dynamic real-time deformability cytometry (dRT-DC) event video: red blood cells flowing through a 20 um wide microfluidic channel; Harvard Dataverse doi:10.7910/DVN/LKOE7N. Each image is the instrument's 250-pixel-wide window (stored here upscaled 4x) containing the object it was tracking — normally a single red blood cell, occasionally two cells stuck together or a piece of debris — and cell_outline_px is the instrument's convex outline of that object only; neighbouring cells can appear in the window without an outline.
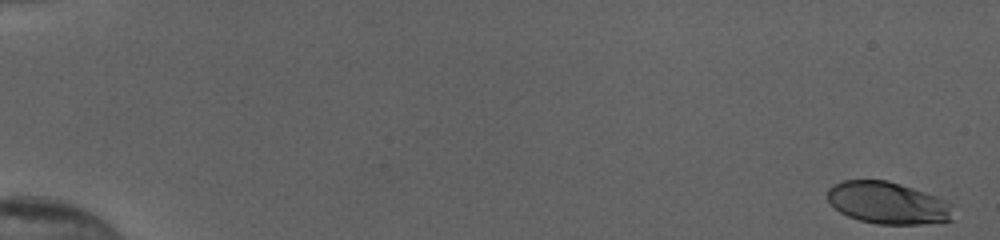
{"species": "human", "species_latin": "Homo sapiens", "temperature_condition": "cold", "stored_images_in_passage": 18, "camera_frame_rate_fps": 3000, "um_per_image_px": 0.085, "donor": {"sex": "female"}, "frame": {"image": 1, "passage_image": 1, "time_ms": 0.0, "image_size_px": [1000, 240], "cell_outline_px": [[952, 220], [920, 224], [876, 224], [860, 220], [848, 216], [840, 212], [828, 200], [828, 188], [832, 184], [844, 180], [888, 180], [912, 188], [944, 200]], "centroid_in_image_um": [75.35, 17.24], "position_along_channel_um": 9.6, "area_um2": 30.06}}
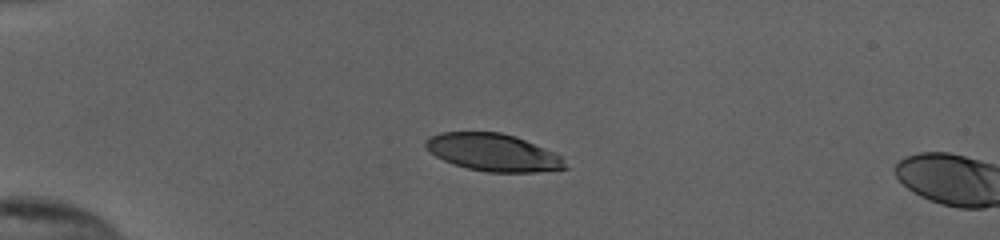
{"frame": {"image": 2, "passage_image": 15, "time_ms": 4.667, "image_size_px": [1000, 240], "cell_outline_px": [[568, 168], [536, 172], [488, 172], [468, 168], [452, 164], [436, 156], [424, 144], [424, 140], [440, 132], [500, 132], [516, 136], [552, 152], [560, 156]], "centroid_in_image_um": [41.89, 12.95], "position_along_channel_um": 43.1, "area_um2": 30.06}}